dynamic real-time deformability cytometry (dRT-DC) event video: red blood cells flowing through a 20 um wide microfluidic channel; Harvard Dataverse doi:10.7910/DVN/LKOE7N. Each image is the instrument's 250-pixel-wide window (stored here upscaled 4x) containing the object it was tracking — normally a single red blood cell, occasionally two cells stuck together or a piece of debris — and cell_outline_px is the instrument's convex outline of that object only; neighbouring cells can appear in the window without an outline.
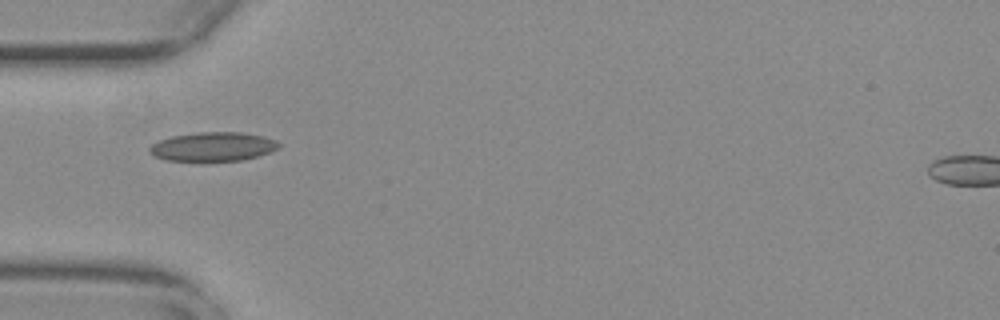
{"species": "common noctule bat (a hibernating species)", "species_latin": "Nyctalus noctula", "temperature_condition": "warm", "stored_images_in_passage": 38, "camera_frame_rate_fps": 3000, "um_per_image_px": 0.085, "animal": {"sex": "female", "body_mass_g": 29.2, "forearm_length_mm": 56.3}, "frame": {"image": 1, "passage_image": 1, "time_ms": 0.0, "image_size_px": [1000, 320], "cell_outline_px": [[280, 148], [256, 156], [240, 160], [200, 164], [168, 160], [156, 156], [148, 152], [148, 148], [152, 144], [160, 140], [172, 136], [200, 132], [244, 132], [264, 136], [276, 140], [280, 144]], "centroid_in_image_um": [18.08, 12.5], "position_along_channel_um": 66.9, "area_um2": 22.6}}
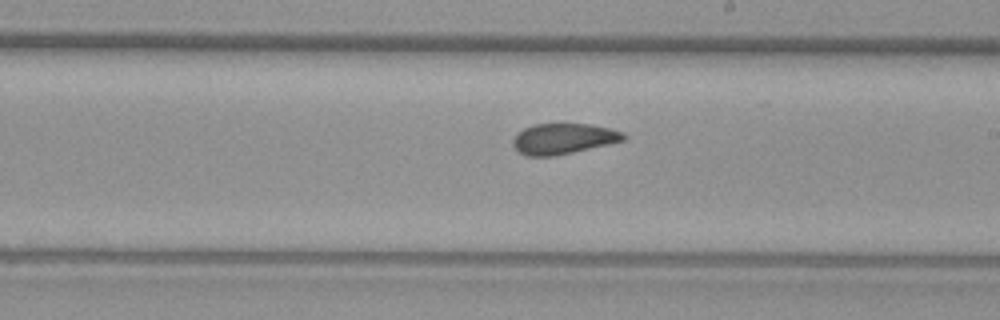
{"frame": {"image": 2, "passage_image": 15, "time_ms": 4.667, "image_size_px": [1000, 320], "cell_outline_px": [[628, 136], [624, 140], [608, 144], [556, 156], [528, 156], [520, 152], [512, 144], [512, 140], [516, 132], [532, 124], [588, 124], [608, 128], [624, 132]], "centroid_in_image_um": [47.87, 11.79], "position_along_channel_um": 241.1, "area_um2": 19.77}}
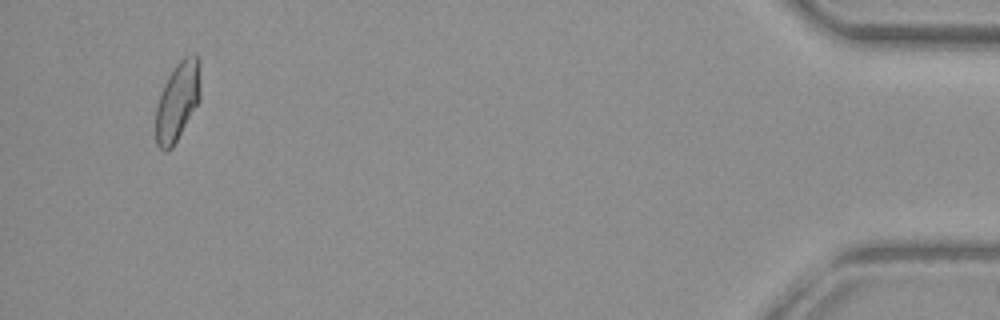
{"frame": {"image": 3, "passage_image": 36, "time_ms": 11.667, "image_size_px": [1000, 320], "cell_outline_px": [[200, 100], [172, 148], [168, 152], [164, 152], [156, 144], [156, 108], [160, 92], [168, 76], [176, 64], [184, 56], [192, 52], [196, 52], [200, 56]], "centroid_in_image_um": [15.11, 8.55], "position_along_channel_um": 420.1, "area_um2": 20.92}, "authors_computed_cell_mechanics": {"area_um2": 20.23, "velocity_mm_per_s": 3.7352, "shape_relaxation_time_tau1_ms": null, "shape_relaxation_time_tau2_ms": 2.4927, "deformation_change_tau1": null, "deformation_change_tau2": 0.0715}}